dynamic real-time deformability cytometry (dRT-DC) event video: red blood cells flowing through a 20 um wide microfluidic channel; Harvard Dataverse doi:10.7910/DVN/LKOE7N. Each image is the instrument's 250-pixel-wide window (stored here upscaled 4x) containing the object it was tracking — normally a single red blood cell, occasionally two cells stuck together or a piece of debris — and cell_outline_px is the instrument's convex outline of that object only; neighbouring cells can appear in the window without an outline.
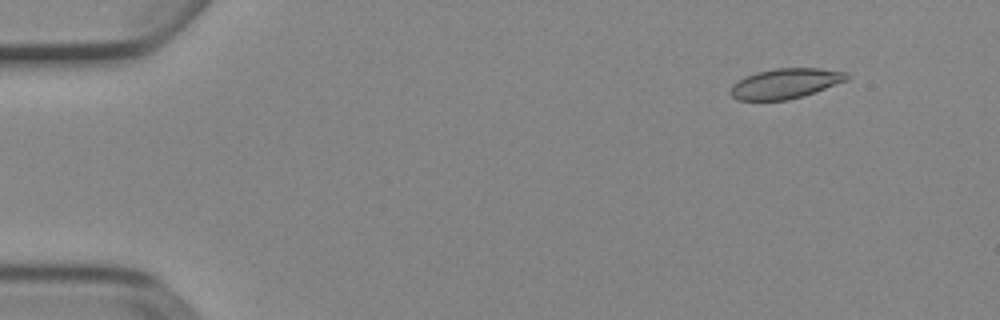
{"species": "Egyptian fruit bat (a non-hibernating species)", "species_latin": "Rousettus aegyptiacus", "temperature_condition": "cold", "stored_images_in_passage": 6, "segment_of_instrument_passage": [2, 2], "camera_frame_rate_fps": 3000, "um_per_image_px": 0.085, "animal": {"sex": "female"}, "frame": {"image": 1, "passage_image": 6, "time_ms": 1.667, "image_size_px": [1000, 320], "cell_outline_px": [[852, 76], [848, 80], [816, 92], [804, 96], [788, 100], [736, 100], [728, 92], [732, 84], [744, 76], [756, 72], [776, 68], [820, 68], [848, 72]], "centroid_in_image_um": [66.77, 7.09], "position_along_channel_um": 18.2, "area_um2": 20.81}}